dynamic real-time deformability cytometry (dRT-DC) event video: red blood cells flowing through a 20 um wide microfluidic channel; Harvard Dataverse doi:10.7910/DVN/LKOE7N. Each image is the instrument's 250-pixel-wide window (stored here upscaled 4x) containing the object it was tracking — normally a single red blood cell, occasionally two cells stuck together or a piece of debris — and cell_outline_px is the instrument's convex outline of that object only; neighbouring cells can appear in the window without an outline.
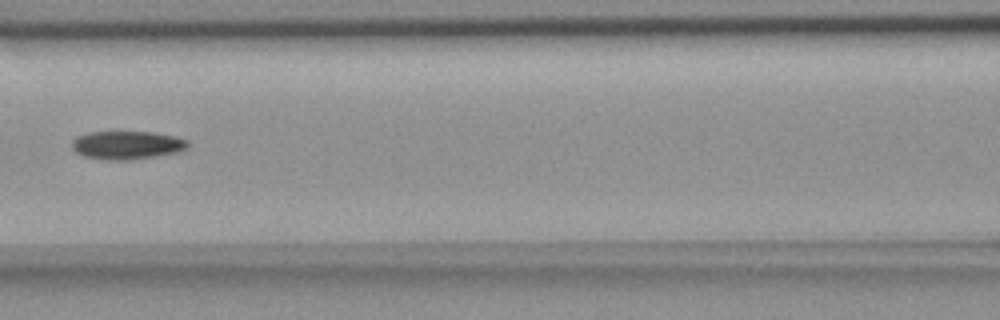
{"species": "common noctule bat (a hibernating species)", "species_latin": "Nyctalus noctula", "temperature_condition": "room temperature", "stored_images_in_passage": 9, "camera_frame_rate_fps": 3000, "um_per_image_px": 0.085, "animal": {"sex": "female", "body_mass_g": 18.4}, "frame": {"image": 1, "passage_image": 7, "time_ms": 7.0, "image_size_px": [1000, 320], "cell_outline_px": [[188, 148], [176, 152], [128, 160], [108, 160], [84, 156], [76, 152], [72, 148], [72, 140], [76, 136], [88, 132], [156, 132], [176, 136], [188, 140]], "centroid_in_image_um": [10.78, 12.32], "position_along_channel_um": 155.8, "area_um2": 19.07}}
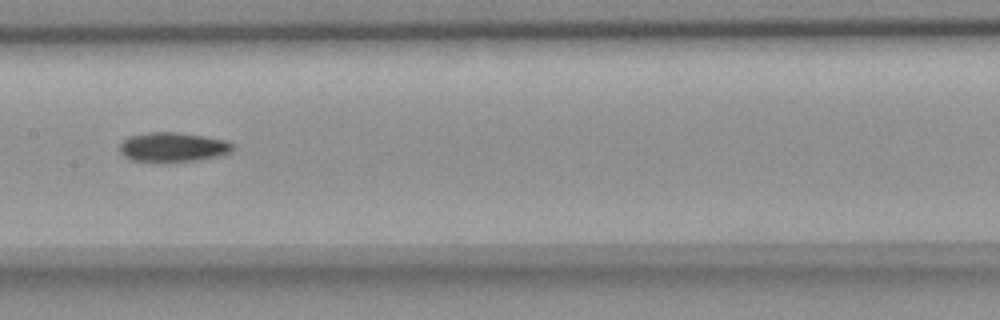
{"frame": {"image": 2, "passage_image": 8, "time_ms": 8.0, "image_size_px": [1000, 320], "cell_outline_px": [[232, 152], [220, 156], [196, 160], [156, 164], [152, 164], [132, 160], [124, 156], [120, 152], [120, 144], [128, 136], [148, 132], [176, 132], [204, 136], [224, 140], [232, 144]], "centroid_in_image_um": [14.64, 12.54], "position_along_channel_um": 192.8, "area_um2": 19.88}}
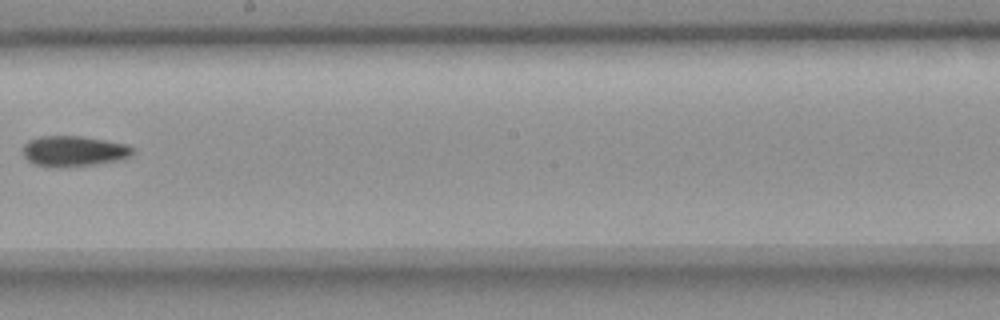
{"frame": {"image": 3, "passage_image": 9, "time_ms": 9.333, "image_size_px": [1000, 320], "cell_outline_px": [[132, 156], [124, 160], [96, 164], [60, 168], [56, 168], [36, 164], [28, 160], [24, 156], [24, 144], [28, 140], [40, 136], [80, 136], [128, 144], [132, 148]], "centroid_in_image_um": [6.3, 12.86], "position_along_channel_um": 241.9, "area_um2": 19.71}}